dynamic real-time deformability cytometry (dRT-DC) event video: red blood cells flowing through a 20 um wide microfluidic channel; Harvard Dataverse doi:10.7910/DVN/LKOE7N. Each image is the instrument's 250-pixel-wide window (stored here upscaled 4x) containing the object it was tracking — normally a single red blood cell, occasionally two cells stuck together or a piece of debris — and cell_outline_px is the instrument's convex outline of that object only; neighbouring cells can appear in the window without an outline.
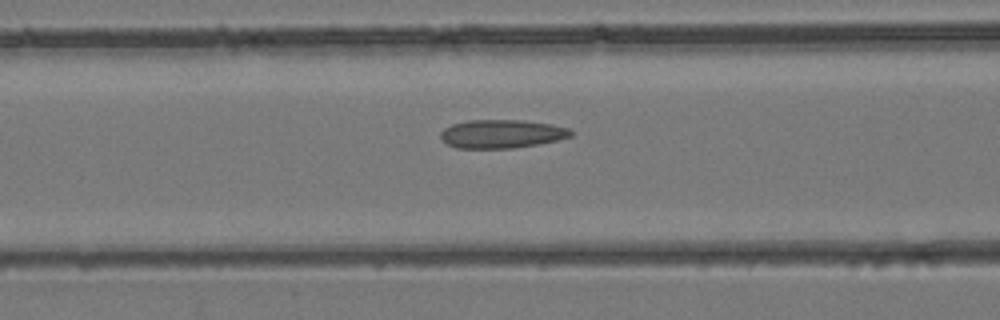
{"species": "common noctule bat (a hibernating species)", "species_latin": "Nyctalus noctula", "temperature_condition": "room temperature", "stored_images_in_passage": 28, "camera_frame_rate_fps": 3000, "um_per_image_px": 0.085, "animal": {"sex": "female", "body_mass_g": 24.6, "forearm_length_mm": 56.2}, "frame": {"image": 1, "passage_image": 12, "time_ms": 3.667, "image_size_px": [1000, 320], "cell_outline_px": [[576, 132], [572, 136], [556, 140], [536, 144], [512, 148], [456, 148], [448, 144], [440, 136], [440, 132], [444, 128], [452, 124], [468, 120], [524, 120], [552, 124], [568, 128]], "centroid_in_image_um": [42.66, 11.37], "position_along_channel_um": 123.9, "area_um2": 21.62}}
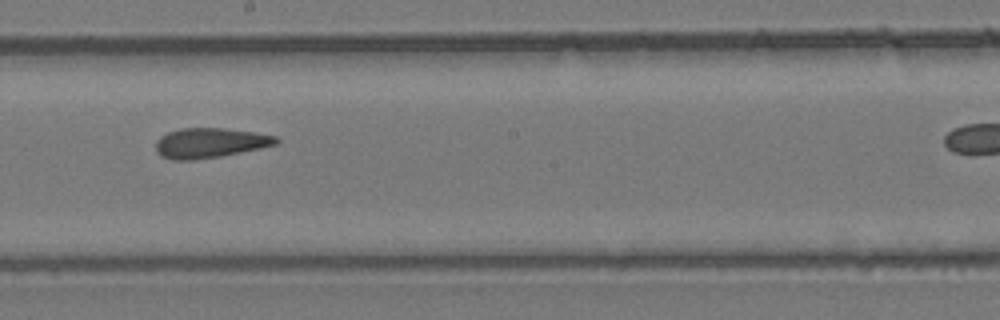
{"frame": {"image": 2, "passage_image": 18, "time_ms": 5.667, "image_size_px": [1000, 320], "cell_outline_px": [[280, 140], [276, 144], [260, 148], [220, 156], [192, 160], [172, 160], [160, 156], [156, 152], [156, 140], [160, 136], [168, 132], [180, 128], [224, 128], [252, 132], [276, 136]], "centroid_in_image_um": [17.79, 12.15], "position_along_channel_um": 230.4, "area_um2": 20.92}}
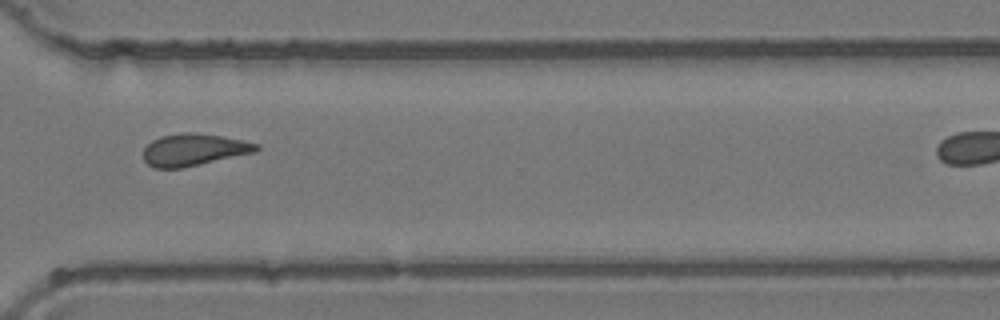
{"frame": {"image": 3, "passage_image": 25, "time_ms": 8.0, "image_size_px": [1000, 320], "cell_outline_px": [[260, 148], [256, 152], [180, 168], [152, 168], [144, 160], [144, 148], [152, 140], [160, 136], [188, 132], [220, 136], [244, 140], [260, 144]], "centroid_in_image_um": [16.48, 12.73], "position_along_channel_um": 354.1, "area_um2": 20.92}}